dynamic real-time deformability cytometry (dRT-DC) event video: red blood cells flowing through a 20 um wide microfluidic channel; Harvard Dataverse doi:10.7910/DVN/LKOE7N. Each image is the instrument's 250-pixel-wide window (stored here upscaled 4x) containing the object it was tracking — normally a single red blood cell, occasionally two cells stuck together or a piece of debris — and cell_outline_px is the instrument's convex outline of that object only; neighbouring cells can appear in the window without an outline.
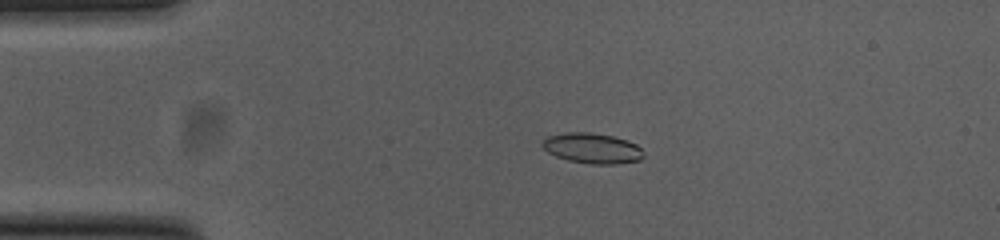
{"species": "common noctule bat (a hibernating species)", "species_latin": "Nyctalus noctula", "temperature_condition": "cold", "stored_images_in_passage": 53, "camera_frame_rate_fps": 3000, "um_per_image_px": 0.085, "animal": {"sex": "female", "body_mass_g": 23.0, "forearm_length_mm": 53.4}, "frame": {"image": 1, "passage_image": 11, "time_ms": 3.333, "image_size_px": [1000, 240], "cell_outline_px": [[644, 156], [640, 160], [616, 164], [592, 164], [568, 160], [556, 156], [548, 152], [540, 144], [548, 136], [564, 132], [588, 132], [612, 136], [628, 140], [636, 144], [644, 152]], "centroid_in_image_um": [50.35, 12.6], "position_along_channel_um": 34.7, "area_um2": 17.92}}
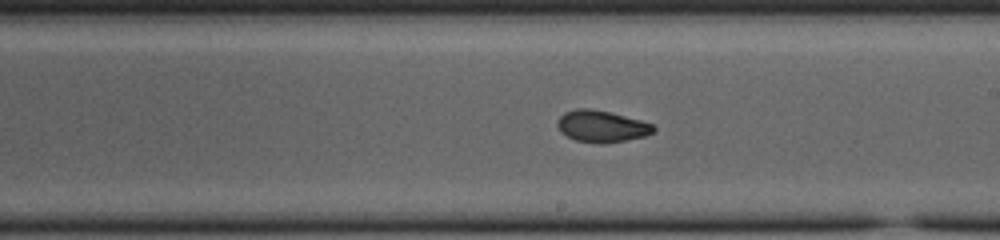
{"frame": {"image": 2, "passage_image": 30, "time_ms": 9.667, "image_size_px": [1000, 240], "cell_outline_px": [[656, 128], [652, 132], [644, 136], [624, 140], [600, 144], [576, 140], [560, 132], [556, 124], [556, 120], [564, 112], [576, 108], [588, 108], [608, 112], [640, 120], [652, 124]], "centroid_in_image_um": [51.08, 10.73], "position_along_channel_um": 237.9, "area_um2": 17.57}}
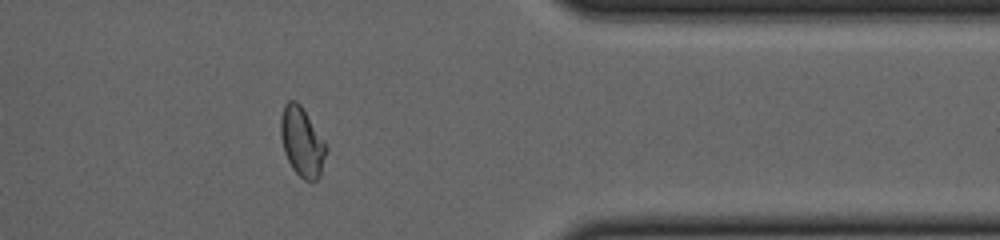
{"frame": {"image": 3, "passage_image": 43, "time_ms": 14.0, "image_size_px": [1000, 240], "cell_outline_px": [[328, 148], [320, 176], [316, 180], [304, 180], [292, 168], [284, 152], [280, 136], [280, 116], [284, 104], [288, 100], [296, 100], [300, 104], [324, 140]], "centroid_in_image_um": [25.66, 12.04], "position_along_channel_um": 385.7, "area_um2": 18.44}, "authors_computed_cell_mechanics": {"area_um2": 17.629, "velocity_mm_per_s": 3.8078, "shape_relaxation_time_tau1_ms": null, "shape_relaxation_time_tau2_ms": 1.7935, "deformation_change_tau1": null, "deformation_change_tau2": 0.0589}}